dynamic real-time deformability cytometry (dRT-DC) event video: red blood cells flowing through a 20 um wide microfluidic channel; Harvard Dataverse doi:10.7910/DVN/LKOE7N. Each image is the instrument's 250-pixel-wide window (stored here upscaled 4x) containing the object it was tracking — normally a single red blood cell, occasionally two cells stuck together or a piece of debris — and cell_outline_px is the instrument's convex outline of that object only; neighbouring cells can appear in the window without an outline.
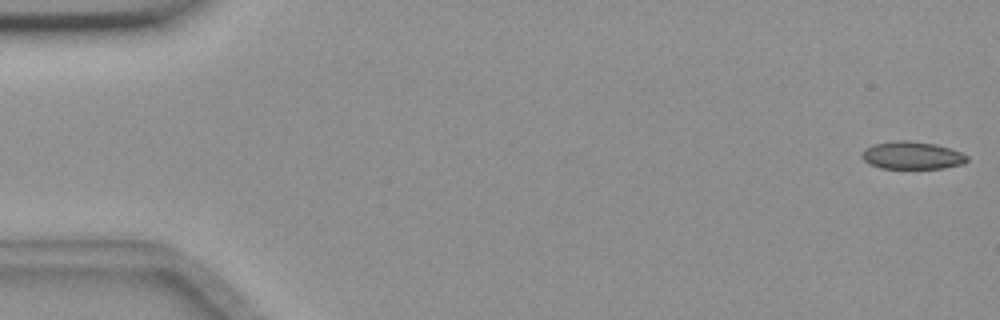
{"species": "common noctule bat (a hibernating species)", "species_latin": "Nyctalus noctula", "temperature_condition": "room temperature", "stored_images_in_passage": 55, "camera_frame_rate_fps": 3000, "um_per_image_px": 0.085, "animal": {"sex": "female", "body_mass_g": 18.4}, "frame": {"image": 1, "passage_image": 1, "time_ms": 0.0, "image_size_px": [1000, 320], "cell_outline_px": [[968, 160], [964, 164], [944, 168], [880, 168], [868, 164], [860, 156], [860, 152], [864, 148], [872, 144], [892, 140], [908, 140], [936, 144], [960, 152], [968, 156]], "centroid_in_image_um": [77.47, 13.2], "position_along_channel_um": 7.5, "area_um2": 17.22}}
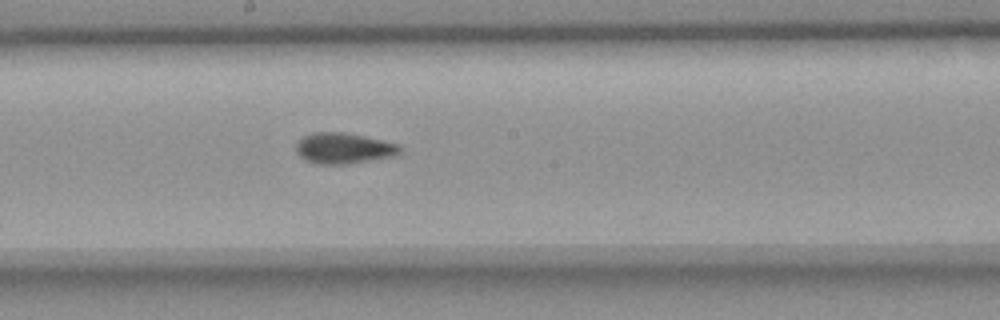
{"frame": {"image": 2, "passage_image": 30, "time_ms": 9.667, "image_size_px": [1000, 320], "cell_outline_px": [[404, 152], [396, 156], [344, 164], [316, 164], [300, 156], [296, 152], [296, 144], [304, 136], [312, 132], [344, 132], [400, 144]], "centroid_in_image_um": [29.26, 12.6], "position_along_channel_um": 218.9, "area_um2": 18.67}}
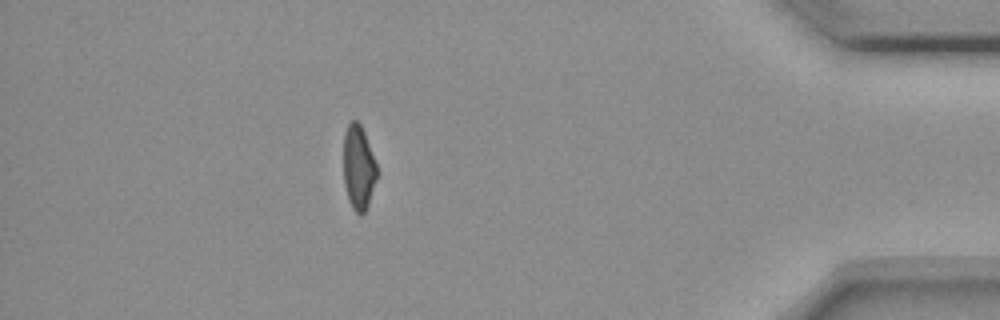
{"frame": {"image": 3, "passage_image": 49, "time_ms": 16.0, "image_size_px": [1000, 320], "cell_outline_px": [[376, 180], [368, 204], [364, 212], [360, 216], [352, 208], [348, 200], [344, 184], [344, 132], [348, 124], [352, 120], [356, 120], [360, 124], [364, 132], [376, 164]], "centroid_in_image_um": [30.45, 14.25], "position_along_channel_um": 404.7, "area_um2": 16.24}, "authors_computed_cell_mechanics": {"area_um2": 17.918, "velocity_mm_per_s": 3.6736, "shape_relaxation_time_tau1_ms": null, "shape_relaxation_time_tau2_ms": 1.3761, "deformation_change_tau1": null, "deformation_change_tau2": 0.0781}}